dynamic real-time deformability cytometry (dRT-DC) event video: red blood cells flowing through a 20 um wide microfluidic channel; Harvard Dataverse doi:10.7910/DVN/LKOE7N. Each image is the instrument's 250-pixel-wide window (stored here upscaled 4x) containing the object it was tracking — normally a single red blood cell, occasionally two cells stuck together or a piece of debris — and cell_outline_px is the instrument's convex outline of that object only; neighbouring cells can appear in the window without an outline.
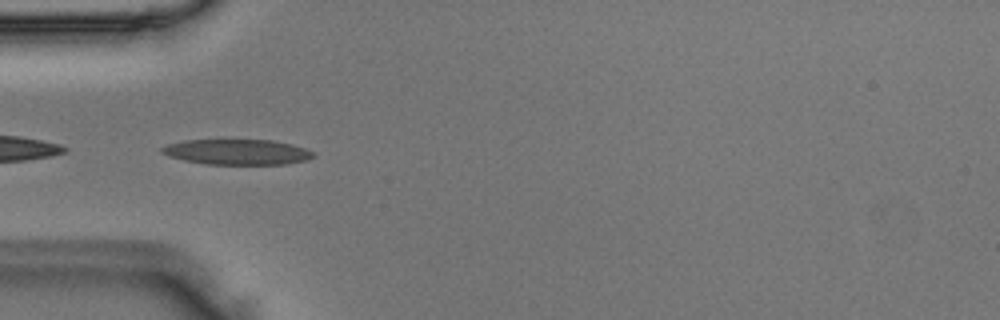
{"species": "Egyptian fruit bat (a non-hibernating species)", "species_latin": "Rousettus aegyptiacus", "temperature_condition": "room temperature", "stored_images_in_passage": 29, "camera_frame_rate_fps": 3000, "um_per_image_px": 0.085, "animal": {"sex": "male"}, "frame": {"image": 1, "passage_image": 15, "time_ms": 4.667, "image_size_px": [1000, 320], "cell_outline_px": [[316, 152], [308, 160], [284, 164], [208, 164], [184, 160], [168, 156], [160, 152], [160, 148], [168, 144], [184, 140], [272, 140], [292, 144]], "centroid_in_image_um": [20.15, 12.91], "position_along_channel_um": 64.8, "area_um2": 22.37}}
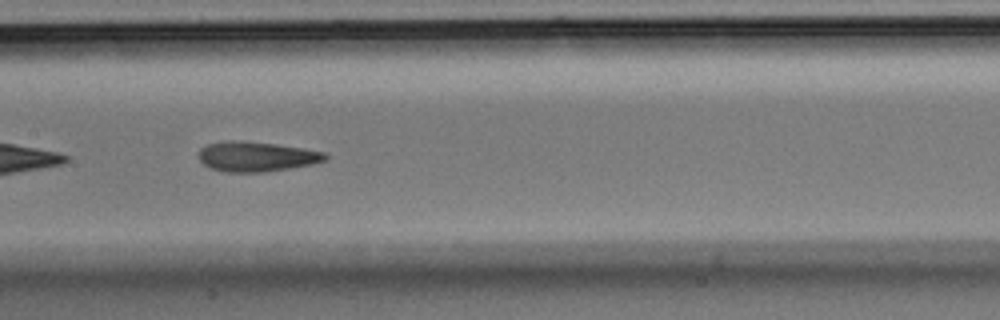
{"frame": {"image": 2, "passage_image": 24, "time_ms": 7.667, "image_size_px": [1000, 320], "cell_outline_px": [[328, 160], [312, 164], [264, 172], [228, 172], [212, 168], [204, 164], [200, 160], [200, 148], [208, 144], [228, 140], [240, 140], [276, 144], [304, 148], [324, 152], [328, 156]], "centroid_in_image_um": [21.83, 13.3], "position_along_channel_um": 185.6, "area_um2": 21.96}}
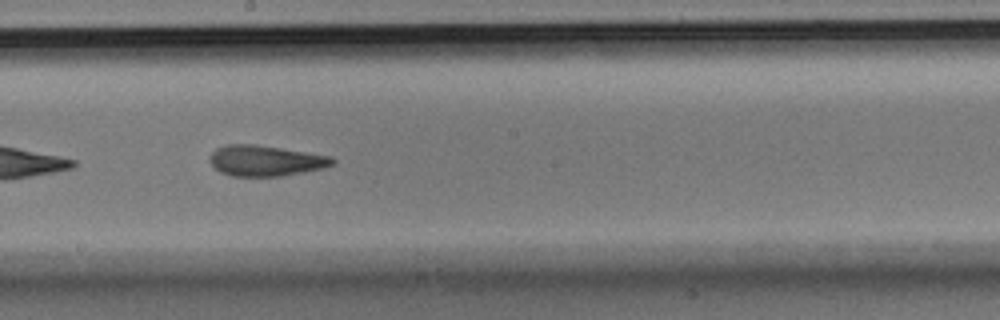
{"frame": {"image": 3, "passage_image": 27, "time_ms": 8.667, "image_size_px": [1000, 320], "cell_outline_px": [[336, 160], [332, 164], [320, 168], [280, 176], [232, 176], [220, 172], [208, 160], [212, 152], [216, 148], [228, 144], [256, 144], [332, 156]], "centroid_in_image_um": [22.53, 13.64], "position_along_channel_um": 225.7, "area_um2": 21.73}}